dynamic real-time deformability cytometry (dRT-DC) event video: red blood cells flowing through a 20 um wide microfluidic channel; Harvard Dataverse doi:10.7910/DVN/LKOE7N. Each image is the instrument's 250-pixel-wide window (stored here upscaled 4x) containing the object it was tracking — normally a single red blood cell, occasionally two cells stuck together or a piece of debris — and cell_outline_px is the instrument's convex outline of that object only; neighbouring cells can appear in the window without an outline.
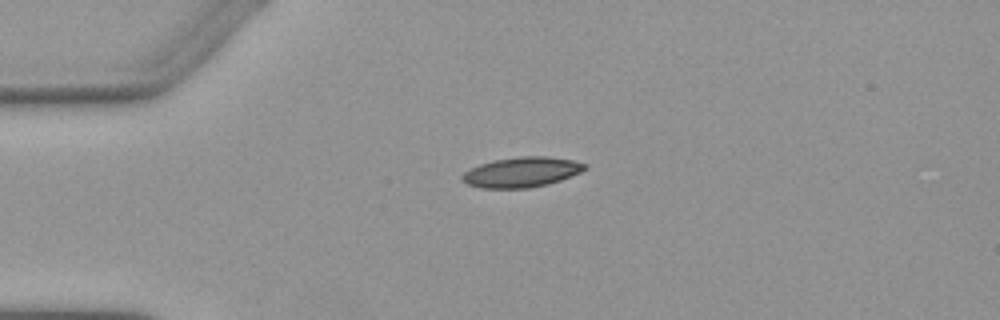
{"species": "Egyptian fruit bat (a non-hibernating species)", "species_latin": "Rousettus aegyptiacus", "temperature_condition": "warm", "stored_images_in_passage": 1, "camera_frame_rate_fps": 3000, "um_per_image_px": 0.085, "animal": {"sex": "female"}, "frame": {"image": 1, "passage_image": 1, "time_ms": 0.0, "image_size_px": [1000, 320], "cell_outline_px": [[588, 168], [580, 172], [560, 180], [548, 184], [528, 188], [480, 188], [468, 184], [460, 180], [460, 176], [464, 172], [480, 164], [496, 160], [520, 156], [548, 156], [572, 160], [588, 164]], "centroid_in_image_um": [44.34, 14.63], "position_along_channel_um": 40.7, "area_um2": 21.5}}